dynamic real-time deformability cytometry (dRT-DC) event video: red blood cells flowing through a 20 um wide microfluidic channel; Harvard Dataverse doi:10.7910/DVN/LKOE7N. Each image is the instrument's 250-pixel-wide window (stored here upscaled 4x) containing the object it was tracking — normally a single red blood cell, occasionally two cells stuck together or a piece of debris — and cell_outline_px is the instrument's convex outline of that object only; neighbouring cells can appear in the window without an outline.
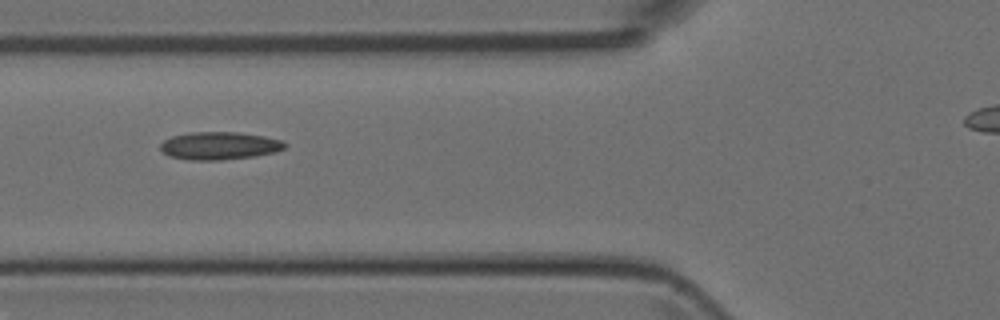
{"species": "Egyptian fruit bat (a non-hibernating species)", "species_latin": "Rousettus aegyptiacus", "temperature_condition": "room temperature", "stored_images_in_passage": 6, "camera_frame_rate_fps": 3000, "um_per_image_px": 0.085, "animal": {"sex": "female"}, "frame": {"image": 1, "passage_image": 5, "time_ms": 5.333, "image_size_px": [1000, 320], "cell_outline_px": [[288, 144], [284, 148], [276, 152], [256, 156], [220, 160], [192, 160], [168, 156], [160, 148], [160, 144], [164, 140], [172, 136], [188, 132], [240, 132], [264, 136], [280, 140]], "centroid_in_image_um": [18.65, 12.38], "position_along_channel_um": 107.1, "area_um2": 20.23}}
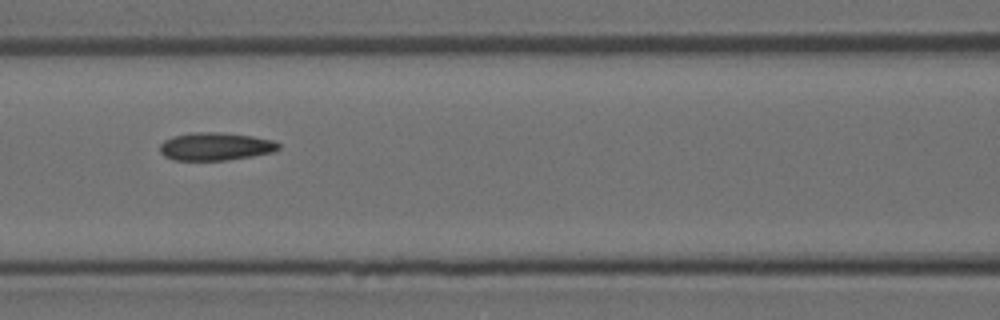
{"frame": {"image": 2, "passage_image": 6, "time_ms": 6.333, "image_size_px": [1000, 320], "cell_outline_px": [[280, 148], [272, 152], [252, 156], [224, 160], [172, 160], [164, 156], [160, 152], [160, 144], [164, 140], [172, 136], [192, 132], [220, 132], [252, 136], [272, 140], [280, 144]], "centroid_in_image_um": [18.28, 12.44], "position_along_channel_um": 148.3, "area_um2": 19.31}}